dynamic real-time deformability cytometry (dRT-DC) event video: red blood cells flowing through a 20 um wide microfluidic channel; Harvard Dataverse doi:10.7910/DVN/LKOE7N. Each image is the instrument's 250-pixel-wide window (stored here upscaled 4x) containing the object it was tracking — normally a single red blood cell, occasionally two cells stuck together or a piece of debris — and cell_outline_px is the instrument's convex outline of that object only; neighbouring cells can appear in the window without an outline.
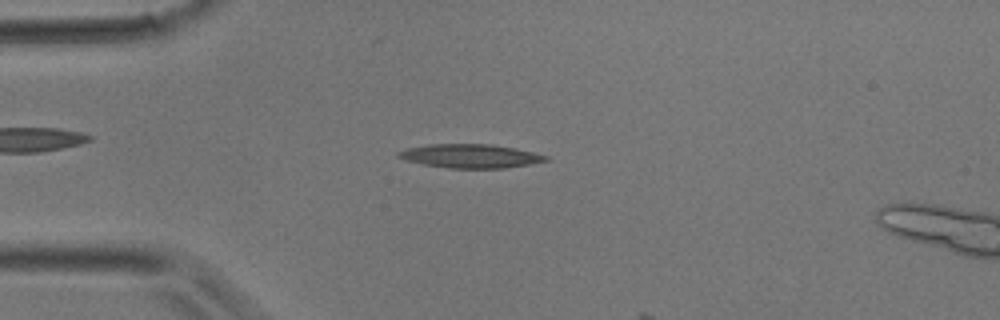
{"species": "common noctule bat (a hibernating species)", "species_latin": "Nyctalus noctula", "temperature_condition": "room temperature", "stored_images_in_passage": 11, "camera_frame_rate_fps": 3000, "um_per_image_px": 0.085, "animal": {"sex": "male", "body_mass_g": 17.9}, "frame": {"image": 1, "passage_image": 9, "time_ms": 2.667, "image_size_px": [1000, 320], "cell_outline_px": [[548, 160], [528, 164], [504, 168], [448, 168], [424, 164], [408, 160], [396, 156], [396, 152], [408, 148], [428, 144], [492, 144], [516, 148], [548, 156]], "centroid_in_image_um": [39.97, 13.25], "position_along_channel_um": 45.0, "area_um2": 20.23}}